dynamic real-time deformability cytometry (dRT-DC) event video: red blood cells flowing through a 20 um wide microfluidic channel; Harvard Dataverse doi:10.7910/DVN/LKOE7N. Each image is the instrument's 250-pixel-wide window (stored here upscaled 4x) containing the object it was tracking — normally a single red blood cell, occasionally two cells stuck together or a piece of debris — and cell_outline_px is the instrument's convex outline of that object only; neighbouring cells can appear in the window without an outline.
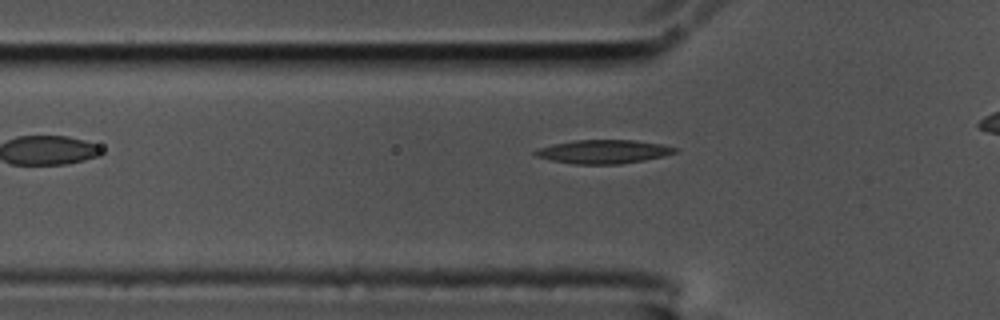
{"species": "common noctule bat (a hibernating species)", "species_latin": "Nyctalus noctula", "temperature_condition": "cold", "stored_images_in_passage": 30, "camera_frame_rate_fps": 3000, "um_per_image_px": 0.085, "animal": {"sex": "male", "body_mass_g": 17.5, "forearm_length_mm": 52.3}, "frame": {"image": 1, "passage_image": 2, "time_ms": 0.333, "image_size_px": [1000, 320], "cell_outline_px": [[680, 152], [664, 156], [644, 160], [620, 164], [572, 164], [552, 160], [536, 156], [532, 152], [536, 148], [552, 144], [576, 140], [636, 140], [660, 144], [676, 148]], "centroid_in_image_um": [51.28, 12.89], "position_along_channel_um": 74.5, "area_um2": 19.36}}
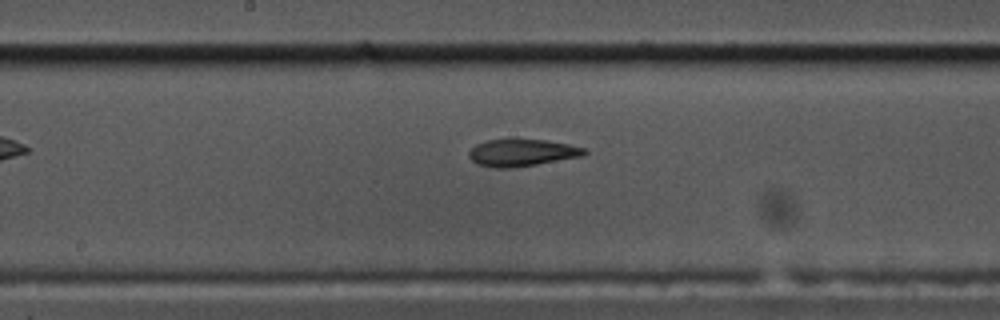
{"frame": {"image": 2, "passage_image": 13, "time_ms": 4.0, "image_size_px": [1000, 320], "cell_outline_px": [[588, 152], [584, 156], [512, 168], [492, 168], [476, 164], [468, 156], [468, 152], [476, 144], [488, 140], [548, 140], [588, 148]], "centroid_in_image_um": [44.39, 12.99], "position_along_channel_um": 203.8, "area_um2": 18.26}}
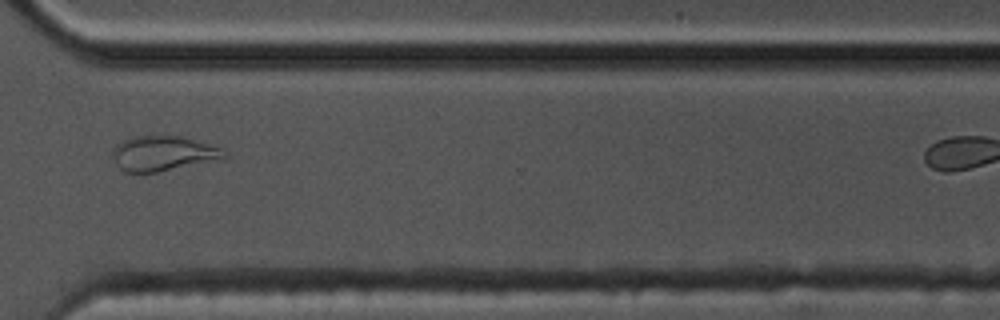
{"frame": {"image": 3, "passage_image": 26, "time_ms": 8.333, "image_size_px": [1000, 320], "cell_outline_px": [[228, 156], [224, 160], [156, 172], [124, 172], [116, 164], [112, 152], [112, 148], [120, 140], [132, 136], [184, 136], [220, 148]], "centroid_in_image_um": [13.87, 13.04], "position_along_channel_um": 356.7, "area_um2": 23.06}}